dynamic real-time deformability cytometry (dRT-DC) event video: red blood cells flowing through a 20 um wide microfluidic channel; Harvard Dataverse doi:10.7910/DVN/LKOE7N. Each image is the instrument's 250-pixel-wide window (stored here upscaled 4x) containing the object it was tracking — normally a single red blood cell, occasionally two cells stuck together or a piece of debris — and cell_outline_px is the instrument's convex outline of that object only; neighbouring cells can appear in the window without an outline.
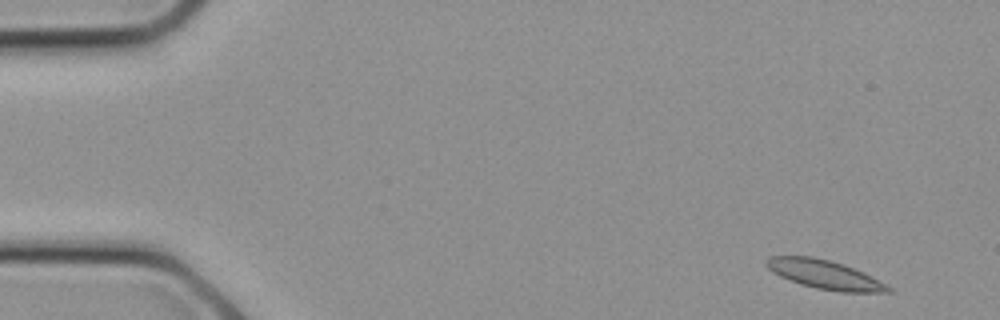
{"species": "common noctule bat (a hibernating species)", "species_latin": "Nyctalus noctula", "temperature_condition": "cold", "stored_images_in_passage": 7, "camera_frame_rate_fps": 3000, "um_per_image_px": 0.085, "animal": {"sex": "female", "body_mass_g": 21.9}, "frame": {"image": 1, "passage_image": 1, "time_ms": 0.0, "image_size_px": [1000, 320], "cell_outline_px": [[892, 292], [840, 292], [816, 288], [800, 284], [780, 276], [772, 272], [764, 264], [764, 260], [768, 256], [812, 256], [844, 264], [864, 272], [892, 288]], "centroid_in_image_um": [70.06, 23.33], "position_along_channel_um": 14.9, "area_um2": 20.52}}
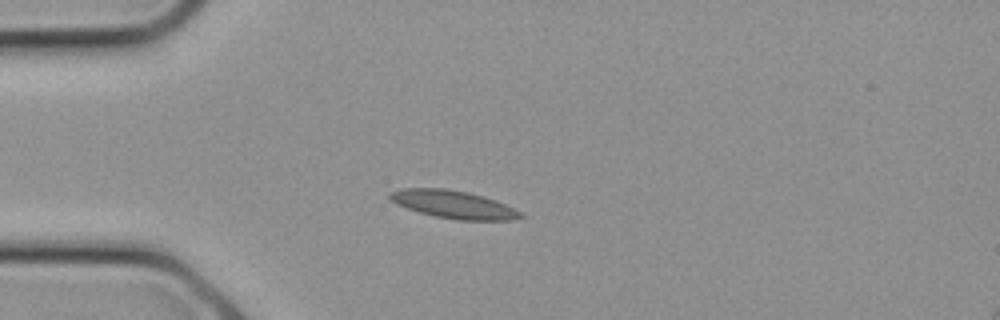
{"frame": {"image": 2, "passage_image": 6, "time_ms": 1.667, "image_size_px": [1000, 320], "cell_outline_px": [[524, 216], [512, 220], [456, 220], [436, 216], [420, 212], [396, 204], [388, 196], [388, 192], [400, 188], [444, 188], [468, 192], [484, 196], [496, 200], [520, 212]], "centroid_in_image_um": [38.51, 17.37], "position_along_channel_um": 46.5, "area_um2": 21.1}}